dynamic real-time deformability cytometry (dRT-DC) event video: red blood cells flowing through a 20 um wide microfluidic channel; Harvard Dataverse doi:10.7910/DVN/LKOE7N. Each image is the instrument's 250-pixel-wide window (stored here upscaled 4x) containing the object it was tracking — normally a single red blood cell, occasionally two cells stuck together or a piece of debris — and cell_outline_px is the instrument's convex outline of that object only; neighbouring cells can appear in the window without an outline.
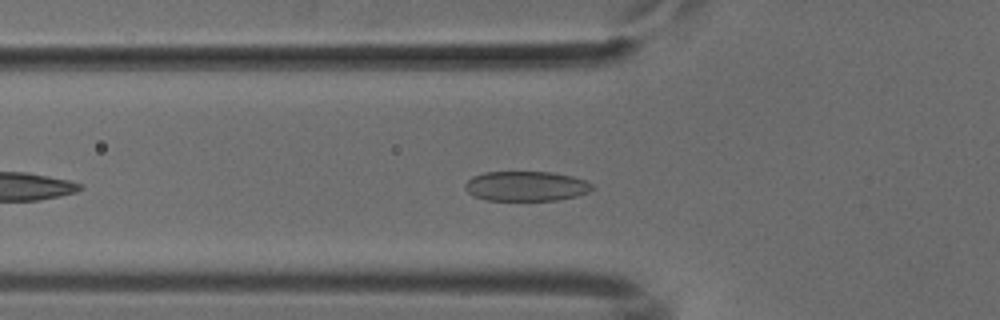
{"species": "common noctule bat (a hibernating species)", "species_latin": "Nyctalus noctula", "temperature_condition": "cold", "stored_images_in_passage": 21, "camera_frame_rate_fps": 3000, "um_per_image_px": 0.085, "animal": {"sex": "male", "body_mass_g": 18.8}, "frame": {"image": 1, "passage_image": 7, "time_ms": 2.0, "image_size_px": [1000, 320], "cell_outline_px": [[596, 188], [588, 192], [576, 196], [556, 200], [484, 200], [472, 196], [464, 188], [464, 184], [472, 176], [484, 172], [552, 172], [572, 176], [588, 180]], "centroid_in_image_um": [44.72, 15.82], "position_along_channel_um": 81.1, "area_um2": 22.37}}
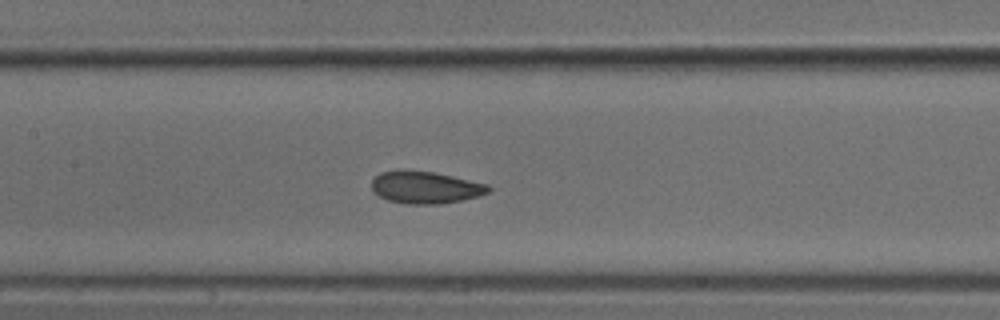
{"frame": {"image": 2, "passage_image": 14, "time_ms": 4.333, "image_size_px": [1000, 320], "cell_outline_px": [[492, 188], [488, 192], [480, 196], [440, 204], [408, 204], [388, 200], [380, 196], [372, 188], [372, 180], [380, 172], [400, 168], [404, 168], [432, 172], [488, 184]], "centroid_in_image_um": [36.14, 15.91], "position_along_channel_um": 171.3, "area_um2": 22.02}}
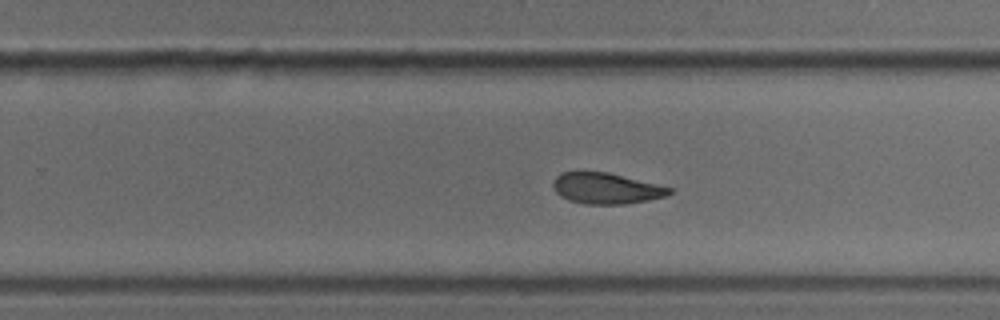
{"frame": {"image": 3, "passage_image": 19, "time_ms": 6.0, "image_size_px": [1000, 320], "cell_outline_px": [[672, 192], [668, 196], [628, 204], [584, 204], [568, 200], [560, 196], [556, 192], [552, 184], [556, 176], [560, 172], [608, 172], [672, 188]], "centroid_in_image_um": [51.52, 16.02], "position_along_channel_um": 278.3, "area_um2": 20.98}}